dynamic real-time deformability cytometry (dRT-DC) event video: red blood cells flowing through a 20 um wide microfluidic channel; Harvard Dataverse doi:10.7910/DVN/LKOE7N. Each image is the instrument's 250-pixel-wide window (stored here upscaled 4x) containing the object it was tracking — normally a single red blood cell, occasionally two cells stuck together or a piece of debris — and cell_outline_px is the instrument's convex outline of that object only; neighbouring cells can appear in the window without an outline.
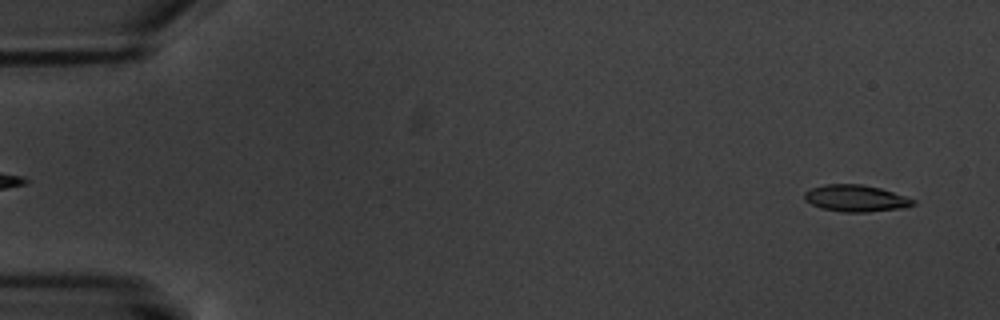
{"species": "common noctule bat (a hibernating species)", "species_latin": "Nyctalus noctula", "temperature_condition": "warm", "stored_images_in_passage": 7, "segment_of_instrument_passage": [2, 2], "camera_frame_rate_fps": 3000, "um_per_image_px": 0.085, "animal": {"sex": "male", "body_mass_g": 20.1, "forearm_length_mm": 53.5}, "frame": {"image": 1, "passage_image": 7, "time_ms": 7.0, "image_size_px": [1000, 320], "cell_outline_px": [[916, 204], [904, 208], [868, 212], [844, 212], [820, 208], [804, 200], [804, 192], [812, 188], [824, 184], [860, 184], [880, 188], [916, 200]], "centroid_in_image_um": [72.74, 16.86], "position_along_channel_um": 12.3, "area_um2": 16.94}}